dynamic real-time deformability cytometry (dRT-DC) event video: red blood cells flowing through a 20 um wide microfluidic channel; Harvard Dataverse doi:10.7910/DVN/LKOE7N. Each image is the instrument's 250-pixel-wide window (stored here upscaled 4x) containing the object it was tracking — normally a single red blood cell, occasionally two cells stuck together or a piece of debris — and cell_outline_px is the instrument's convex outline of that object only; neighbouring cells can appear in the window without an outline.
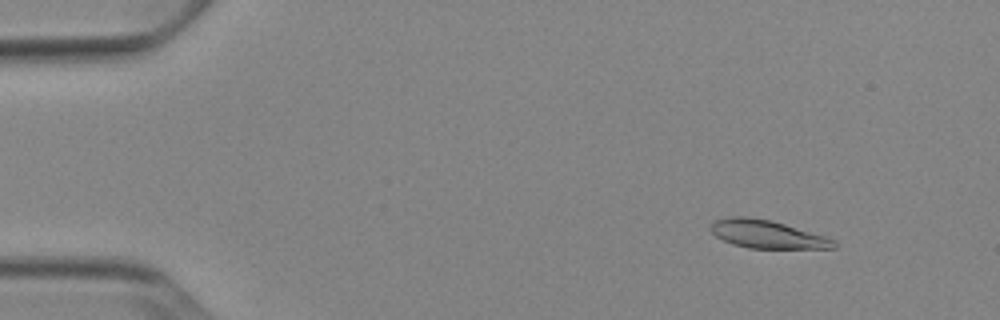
{"species": "Egyptian fruit bat (a non-hibernating species)", "species_latin": "Rousettus aegyptiacus", "temperature_condition": "cold", "stored_images_in_passage": 52, "camera_frame_rate_fps": 3000, "um_per_image_px": 0.085, "animal": {"sex": "female"}, "frame": {"image": 1, "passage_image": 6, "time_ms": 1.667, "image_size_px": [1000, 320], "cell_outline_px": [[836, 248], [748, 248], [732, 244], [716, 236], [708, 228], [712, 220], [728, 216], [744, 216], [772, 220], [824, 236], [836, 240]], "centroid_in_image_um": [65.14, 19.89], "position_along_channel_um": 19.9, "area_um2": 20.23}}
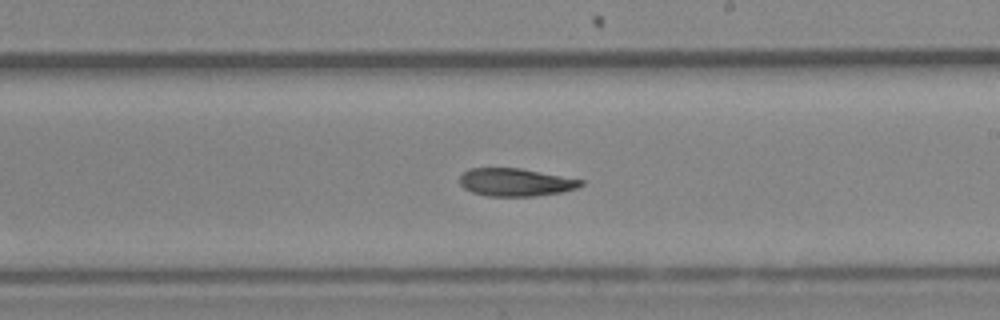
{"frame": {"image": 2, "passage_image": 31, "time_ms": 10.0, "image_size_px": [1000, 320], "cell_outline_px": [[584, 184], [576, 188], [560, 192], [536, 196], [488, 196], [472, 192], [464, 188], [460, 184], [460, 176], [468, 168], [520, 168], [584, 180]], "centroid_in_image_um": [43.81, 15.49], "position_along_channel_um": 245.2, "area_um2": 19.59}}
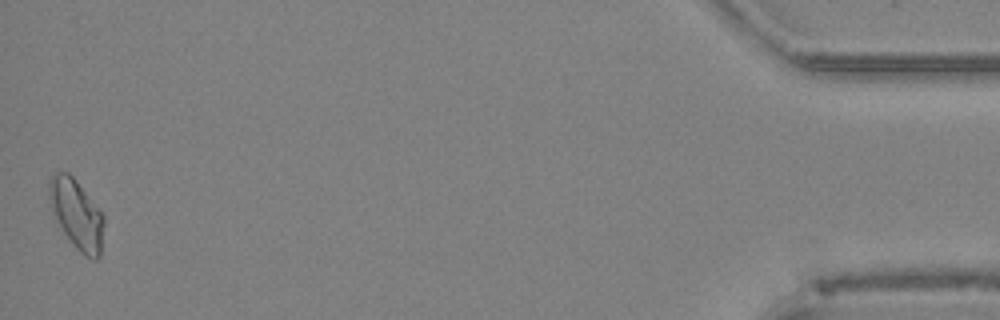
{"frame": {"image": 3, "passage_image": 52, "time_ms": 17.0, "image_size_px": [1000, 320], "cell_outline_px": [[104, 224], [100, 256], [96, 260], [92, 260], [84, 256], [72, 244], [56, 220], [52, 212], [48, 196], [48, 180], [56, 172], [68, 172], [72, 176], [104, 216]], "centroid_in_image_um": [6.5, 18.23], "position_along_channel_um": 428.7, "area_um2": 22.02}}